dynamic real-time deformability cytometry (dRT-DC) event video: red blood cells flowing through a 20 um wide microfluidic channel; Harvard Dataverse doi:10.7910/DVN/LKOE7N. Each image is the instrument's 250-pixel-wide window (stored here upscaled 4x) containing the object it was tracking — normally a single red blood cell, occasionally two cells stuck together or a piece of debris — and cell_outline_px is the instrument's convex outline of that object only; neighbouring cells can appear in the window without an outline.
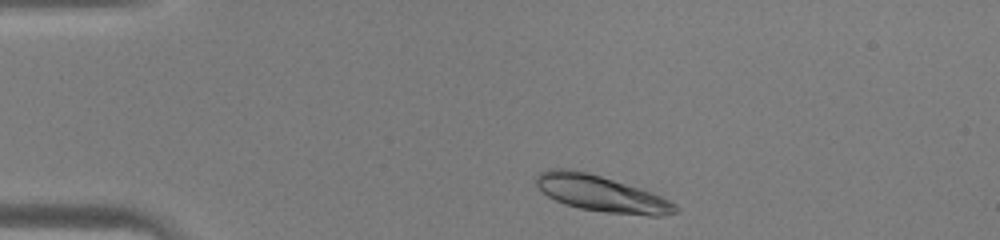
{"species": "human", "species_latin": "Homo sapiens", "temperature_condition": "warm", "stored_images_in_passage": 38, "camera_frame_rate_fps": 3000, "um_per_image_px": 0.085, "donor": {"sex": "male"}, "frame": {"image": 1, "passage_image": 2, "time_ms": 0.333, "image_size_px": [1000, 240], "cell_outline_px": [[680, 212], [660, 216], [648, 216], [604, 212], [580, 208], [564, 204], [548, 196], [536, 184], [536, 176], [540, 172], [548, 168], [568, 168], [588, 172], [652, 192], [676, 204], [680, 208]], "centroid_in_image_um": [51.13, 16.46], "position_along_channel_um": 33.9, "area_um2": 29.36}}
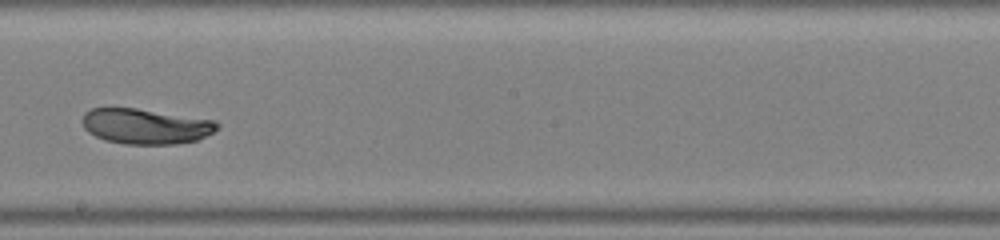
{"frame": {"image": 2, "passage_image": 19, "time_ms": 6.0, "image_size_px": [1000, 240], "cell_outline_px": [[220, 124], [212, 132], [196, 140], [176, 144], [124, 144], [104, 140], [88, 132], [84, 128], [84, 112], [92, 108], [136, 108], [216, 120]], "centroid_in_image_um": [12.38, 10.73], "position_along_channel_um": 235.8, "area_um2": 27.63}}
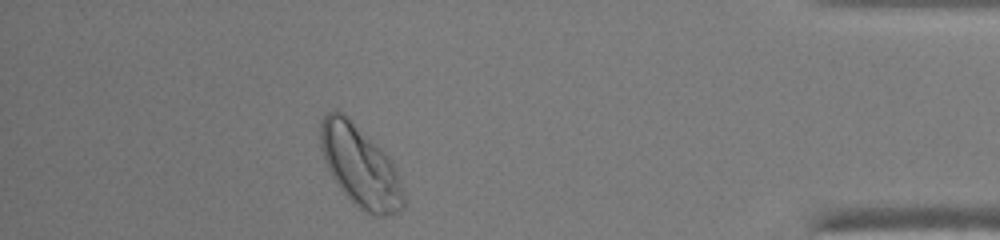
{"frame": {"image": 3, "passage_image": 33, "time_ms": 10.667, "image_size_px": [1000, 240], "cell_outline_px": [[408, 200], [396, 212], [388, 216], [372, 216], [356, 208], [352, 204], [340, 188], [332, 176], [324, 160], [320, 144], [320, 120], [332, 108], [336, 108], [344, 112], [388, 156], [400, 180]], "centroid_in_image_um": [30.6, 14.14], "position_along_channel_um": 404.6, "area_um2": 39.77}}